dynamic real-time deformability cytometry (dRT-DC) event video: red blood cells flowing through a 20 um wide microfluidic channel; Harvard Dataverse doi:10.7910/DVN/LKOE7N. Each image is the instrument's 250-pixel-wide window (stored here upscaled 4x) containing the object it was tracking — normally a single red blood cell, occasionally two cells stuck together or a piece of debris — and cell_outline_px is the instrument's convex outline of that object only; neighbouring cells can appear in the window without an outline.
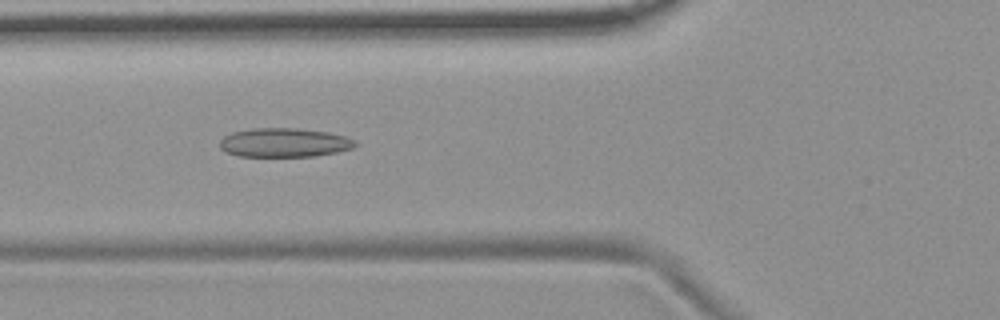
{"species": "common noctule bat (a hibernating species)", "species_latin": "Nyctalus noctula", "temperature_condition": "room temperature", "stored_images_in_passage": 54, "camera_frame_rate_fps": 3000, "um_per_image_px": 0.085, "animal": {"sex": "female", "body_mass_g": 19.9}, "frame": {"image": 1, "passage_image": 20, "time_ms": 6.333, "image_size_px": [1000, 320], "cell_outline_px": [[360, 144], [352, 148], [336, 152], [312, 156], [240, 156], [224, 152], [220, 148], [220, 140], [224, 136], [232, 132], [252, 128], [296, 128], [328, 132], [344, 136], [356, 140]], "centroid_in_image_um": [24.16, 12.11], "position_along_channel_um": 101.6, "area_um2": 22.95}}
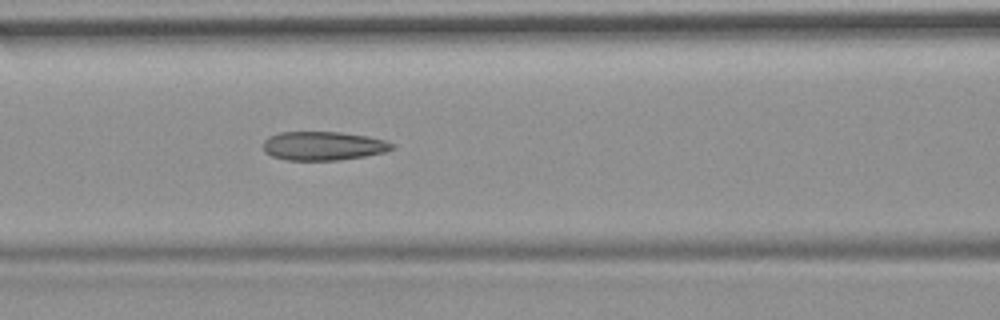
{"frame": {"image": 2, "passage_image": 23, "time_ms": 7.333, "image_size_px": [1000, 320], "cell_outline_px": [[396, 144], [392, 148], [384, 152], [364, 156], [340, 160], [284, 160], [272, 156], [264, 152], [264, 140], [268, 136], [280, 132], [340, 132], [368, 136], [384, 140]], "centroid_in_image_um": [27.45, 12.4], "position_along_channel_um": 139.1, "area_um2": 21.68}}
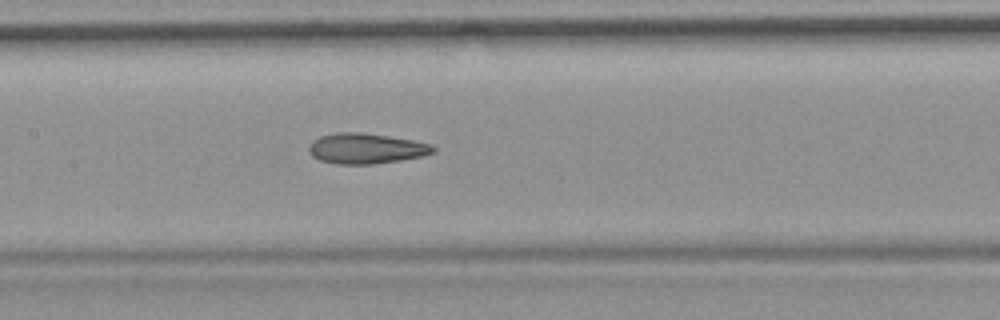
{"frame": {"image": 3, "passage_image": 26, "time_ms": 8.333, "image_size_px": [1000, 320], "cell_outline_px": [[436, 152], [424, 156], [400, 160], [368, 164], [336, 164], [320, 160], [312, 156], [308, 148], [312, 140], [320, 136], [340, 132], [360, 132], [388, 136], [412, 140], [432, 144], [436, 148]], "centroid_in_image_um": [31.13, 12.62], "position_along_channel_um": 176.3, "area_um2": 22.02}, "authors_computed_cell_mechanics": {"area_um2": 22.1374, "velocity_mm_per_s": 3.7194, "shape_relaxation_time_tau1_ms": null, "shape_relaxation_time_tau2_ms": 3.9231, "deformation_change_tau1": null, "deformation_change_tau2": 0.1262}}